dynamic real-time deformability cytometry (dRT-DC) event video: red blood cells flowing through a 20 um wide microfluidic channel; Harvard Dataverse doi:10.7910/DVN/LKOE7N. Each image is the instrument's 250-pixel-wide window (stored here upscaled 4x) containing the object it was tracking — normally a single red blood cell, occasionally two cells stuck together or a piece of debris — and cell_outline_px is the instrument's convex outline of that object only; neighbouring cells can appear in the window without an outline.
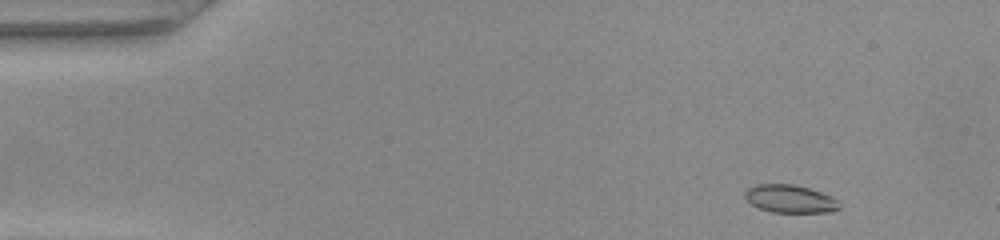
{"species": "common noctule bat (a hibernating species)", "species_latin": "Nyctalus noctula", "temperature_condition": "warm", "stored_images_in_passage": 45, "camera_frame_rate_fps": 3000, "um_per_image_px": 0.085, "animal": {"sex": "female", "body_mass_g": 22.0, "forearm_length_mm": 56.7}, "frame": {"image": 1, "passage_image": 1, "time_ms": 0.0, "image_size_px": [1000, 240], "cell_outline_px": [[840, 208], [832, 212], [772, 212], [760, 208], [752, 204], [744, 196], [744, 192], [748, 188], [756, 184], [796, 184], [832, 196], [836, 200]], "centroid_in_image_um": [67.14, 16.89], "position_along_channel_um": 17.9, "area_um2": 15.26}}
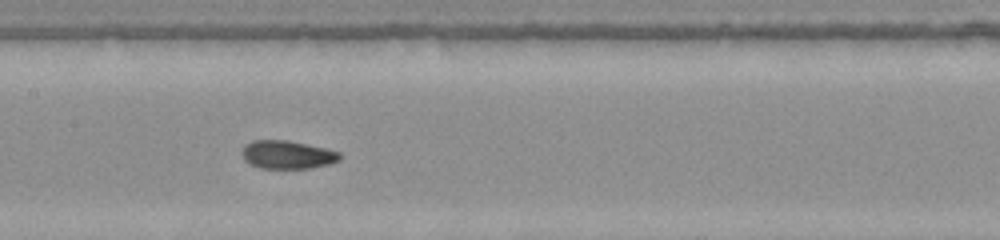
{"frame": {"image": 2, "passage_image": 20, "time_ms": 6.333, "image_size_px": [1000, 240], "cell_outline_px": [[340, 160], [328, 164], [308, 168], [260, 168], [244, 160], [244, 144], [252, 140], [288, 140], [324, 148], [340, 152]], "centroid_in_image_um": [24.43, 13.14], "position_along_channel_um": 183.0, "area_um2": 15.84}}
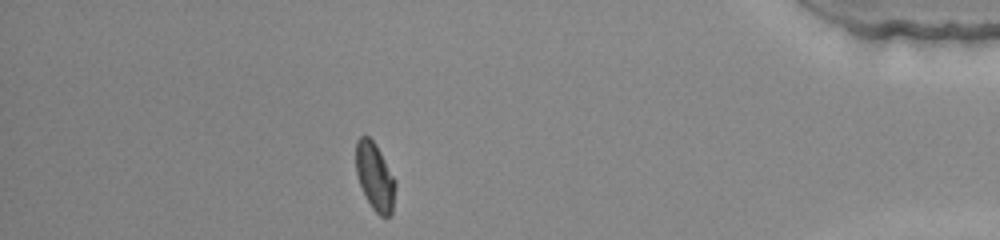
{"frame": {"image": 3, "passage_image": 39, "time_ms": 12.667, "image_size_px": [1000, 240], "cell_outline_px": [[396, 184], [392, 212], [388, 216], [380, 216], [372, 208], [360, 184], [356, 172], [356, 140], [360, 136], [368, 136], [376, 144], [396, 180]], "centroid_in_image_um": [31.88, 14.99], "position_along_channel_um": 403.3, "area_um2": 15.43}}